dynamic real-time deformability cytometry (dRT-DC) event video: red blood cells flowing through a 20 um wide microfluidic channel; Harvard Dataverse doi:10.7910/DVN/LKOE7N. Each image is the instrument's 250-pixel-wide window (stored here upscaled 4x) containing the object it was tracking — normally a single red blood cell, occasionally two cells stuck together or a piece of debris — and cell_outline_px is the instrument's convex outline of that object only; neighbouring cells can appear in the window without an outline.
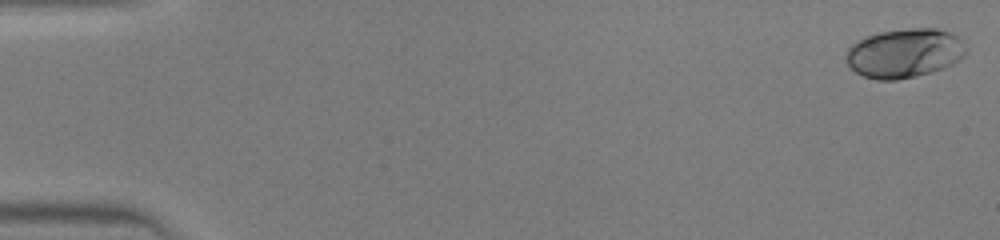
{"species": "human", "species_latin": "Homo sapiens", "temperature_condition": "warm", "stored_images_in_passage": 45, "camera_frame_rate_fps": 3000, "um_per_image_px": 0.085, "donor": {"sex": "male"}, "frame": {"image": 1, "passage_image": 1, "time_ms": 0.0, "image_size_px": [1000, 240], "cell_outline_px": [[968, 52], [960, 60], [944, 68], [932, 72], [916, 76], [896, 80], [876, 80], [864, 76], [856, 72], [848, 64], [844, 56], [848, 48], [852, 44], [864, 36], [880, 32], [908, 28], [936, 28], [952, 32], [968, 48]], "centroid_in_image_um": [76.89, 4.51], "position_along_channel_um": 8.1, "area_um2": 34.74}}
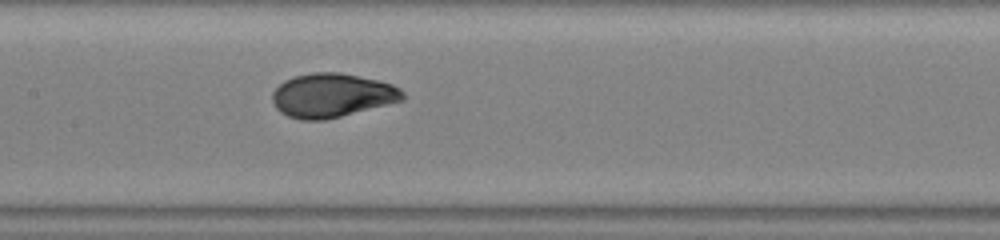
{"frame": {"image": 2, "passage_image": 23, "time_ms": 7.333, "image_size_px": [1000, 240], "cell_outline_px": [[404, 100], [324, 120], [300, 120], [288, 116], [280, 112], [276, 108], [272, 100], [272, 92], [284, 80], [296, 76], [312, 72], [340, 72], [376, 80], [392, 84], [400, 88], [404, 92]], "centroid_in_image_um": [28.2, 8.1], "position_along_channel_um": 179.2, "area_um2": 33.23}}
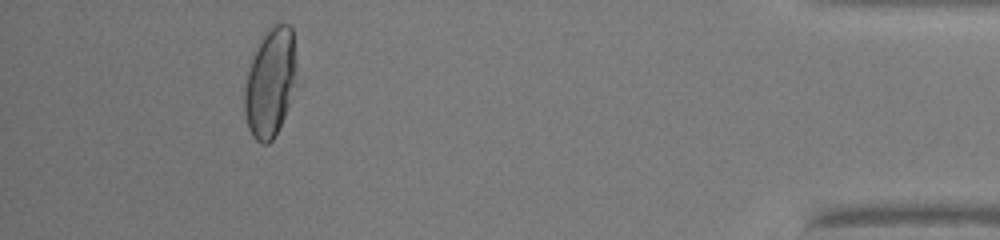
{"frame": {"image": 3, "passage_image": 42, "time_ms": 13.667, "image_size_px": [1000, 240], "cell_outline_px": [[296, 84], [288, 108], [272, 140], [268, 144], [260, 144], [252, 136], [248, 128], [244, 112], [244, 88], [248, 72], [260, 36], [268, 28], [276, 24], [288, 24], [292, 28], [296, 60]], "centroid_in_image_um": [22.97, 7.01], "position_along_channel_um": 412.2, "area_um2": 33.23}}